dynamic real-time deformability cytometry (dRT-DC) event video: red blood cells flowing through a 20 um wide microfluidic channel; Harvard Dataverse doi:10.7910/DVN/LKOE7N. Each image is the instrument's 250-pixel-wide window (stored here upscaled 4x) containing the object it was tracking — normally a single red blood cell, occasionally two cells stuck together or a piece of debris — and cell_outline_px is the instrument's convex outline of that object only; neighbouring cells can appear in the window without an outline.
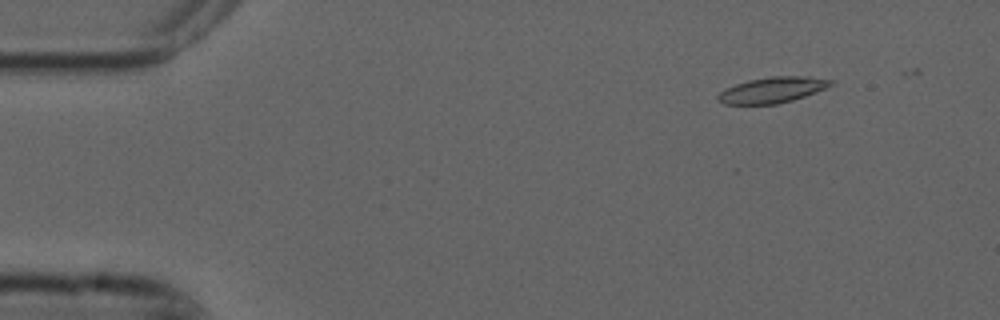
{"species": "common noctule bat (a hibernating species)", "species_latin": "Nyctalus noctula", "temperature_condition": "cold", "stored_images_in_passage": 5, "camera_frame_rate_fps": 3000, "um_per_image_px": 0.085, "animal": {"sex": "male", "forearm_length_mm": 52.5}, "frame": {"image": 1, "passage_image": 2, "time_ms": 0.333, "image_size_px": [1000, 320], "cell_outline_px": [[836, 84], [816, 92], [792, 100], [776, 104], [724, 104], [716, 100], [716, 96], [720, 92], [736, 84], [748, 80], [772, 76], [808, 76], [836, 80]], "centroid_in_image_um": [65.7, 7.64], "position_along_channel_um": 19.3, "area_um2": 17.05}}
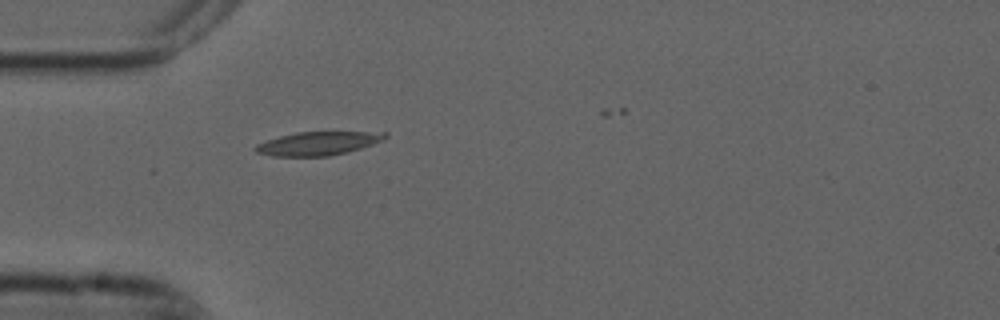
{"frame": {"image": 2, "passage_image": 5, "time_ms": 1.333, "image_size_px": [1000, 320], "cell_outline_px": [[388, 136], [384, 140], [348, 152], [328, 156], [272, 156], [256, 152], [252, 148], [256, 144], [280, 136], [296, 132], [388, 132]], "centroid_in_image_um": [27.03, 12.19], "position_along_channel_um": 58.0, "area_um2": 17.74}}